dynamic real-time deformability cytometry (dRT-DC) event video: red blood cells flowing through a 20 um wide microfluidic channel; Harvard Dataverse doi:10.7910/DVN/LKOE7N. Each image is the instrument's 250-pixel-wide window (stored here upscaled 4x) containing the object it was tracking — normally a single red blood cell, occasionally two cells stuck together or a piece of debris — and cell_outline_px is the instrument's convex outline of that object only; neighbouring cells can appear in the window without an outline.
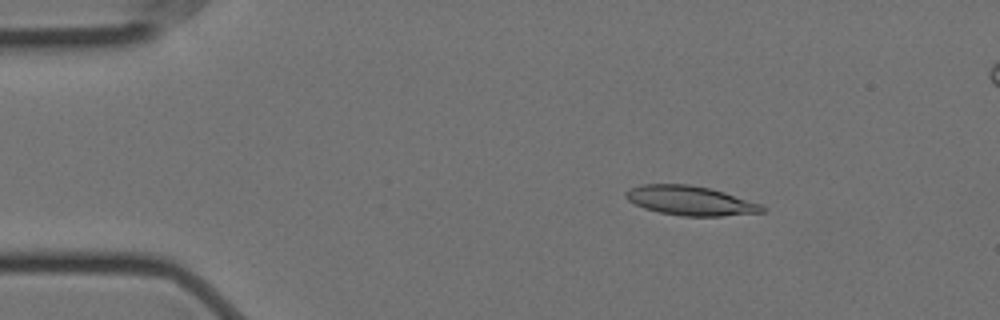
{"species": "Egyptian fruit bat (a non-hibernating species)", "species_latin": "Rousettus aegyptiacus", "temperature_condition": "cold", "stored_images_in_passage": 6, "segment_of_instrument_passage": [1, 2], "camera_frame_rate_fps": 3000, "um_per_image_px": 0.085, "animal": {"sex": "female"}, "frame": {"image": 1, "passage_image": 3, "time_ms": 0.667, "image_size_px": [1000, 320], "cell_outline_px": [[768, 208], [764, 212], [720, 216], [680, 216], [660, 212], [644, 208], [628, 200], [624, 196], [624, 192], [640, 184], [688, 184], [708, 188], [724, 192], [760, 204]], "centroid_in_image_um": [58.67, 17.05], "position_along_channel_um": 26.3, "area_um2": 23.24}}